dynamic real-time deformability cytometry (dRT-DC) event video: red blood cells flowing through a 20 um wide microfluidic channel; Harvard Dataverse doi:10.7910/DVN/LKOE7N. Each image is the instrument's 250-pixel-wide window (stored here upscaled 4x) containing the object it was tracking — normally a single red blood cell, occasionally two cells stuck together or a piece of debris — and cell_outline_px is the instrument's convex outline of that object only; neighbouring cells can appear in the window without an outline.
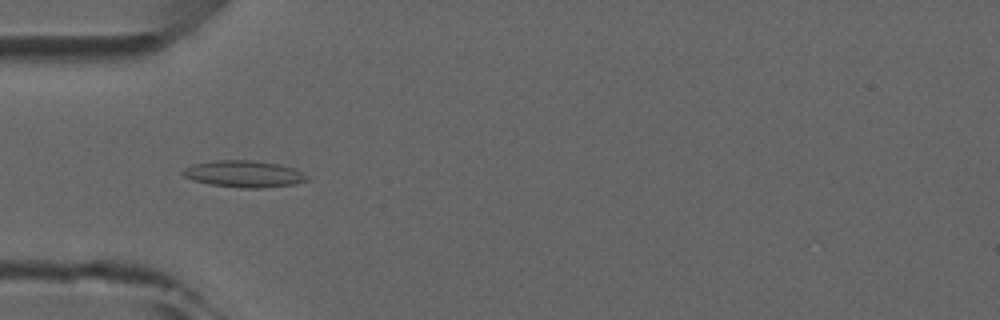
{"species": "common noctule bat (a hibernating species)", "species_latin": "Nyctalus noctula", "temperature_condition": "room temperature", "stored_images_in_passage": 6, "camera_frame_rate_fps": 3000, "um_per_image_px": 0.085, "animal": {"sex": "male", "forearm_length_mm": 52.5}, "frame": {"image": 1, "passage_image": 4, "time_ms": 3.333, "image_size_px": [1000, 320], "cell_outline_px": [[308, 180], [296, 184], [260, 188], [240, 188], [208, 184], [192, 180], [184, 176], [180, 172], [184, 168], [192, 164], [216, 160], [252, 160], [280, 164], [292, 168], [308, 176]], "centroid_in_image_um": [20.7, 14.78], "position_along_channel_um": 64.3, "area_um2": 19.42}}
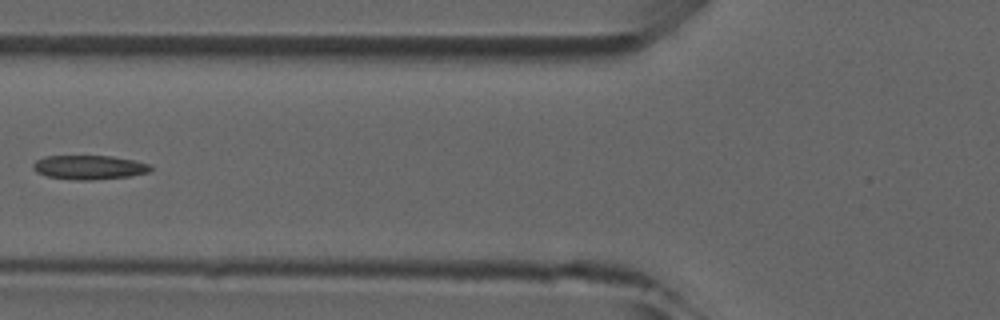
{"frame": {"image": 2, "passage_image": 5, "time_ms": 4.667, "image_size_px": [1000, 320], "cell_outline_px": [[152, 168], [148, 172], [128, 176], [92, 180], [76, 180], [48, 176], [36, 172], [32, 168], [32, 164], [36, 160], [44, 156], [112, 156], [132, 160], [148, 164]], "centroid_in_image_um": [7.52, 14.22], "position_along_channel_um": 118.3, "area_um2": 16.36}}
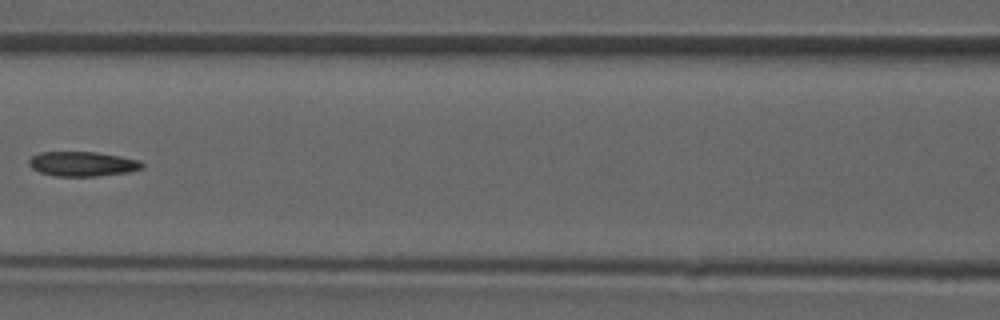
{"frame": {"image": 3, "passage_image": 6, "time_ms": 5.667, "image_size_px": [1000, 320], "cell_outline_px": [[144, 168], [128, 172], [96, 176], [56, 176], [40, 172], [32, 168], [28, 164], [28, 160], [32, 156], [40, 152], [96, 152], [120, 156], [140, 160], [144, 164]], "centroid_in_image_um": [7.02, 13.93], "position_along_channel_um": 159.6, "area_um2": 16.3}}